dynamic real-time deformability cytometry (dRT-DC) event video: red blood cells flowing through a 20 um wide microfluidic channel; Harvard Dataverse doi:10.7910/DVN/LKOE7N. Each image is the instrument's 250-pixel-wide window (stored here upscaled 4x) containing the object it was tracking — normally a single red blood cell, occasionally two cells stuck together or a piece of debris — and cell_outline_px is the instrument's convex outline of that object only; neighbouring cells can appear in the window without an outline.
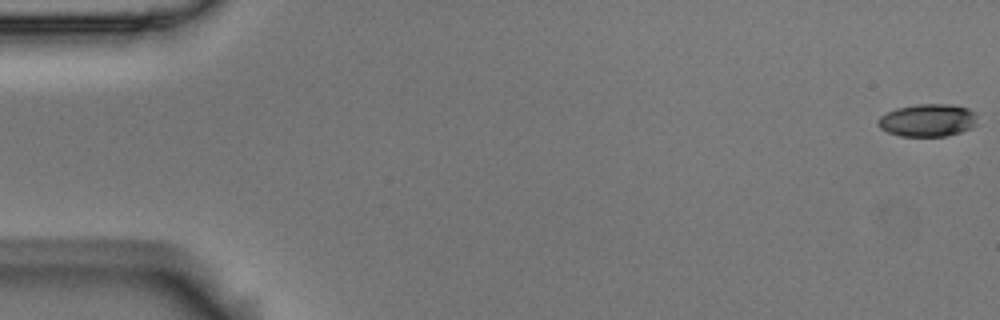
{"species": "Egyptian fruit bat (a non-hibernating species)", "species_latin": "Rousettus aegyptiacus", "temperature_condition": "room temperature", "stored_images_in_passage": 7, "camera_frame_rate_fps": 3000, "um_per_image_px": 0.085, "animal": {"sex": "male"}, "frame": {"image": 1, "passage_image": 1, "time_ms": 0.0, "image_size_px": [1000, 320], "cell_outline_px": [[976, 124], [972, 128], [948, 136], [900, 136], [888, 132], [880, 128], [880, 116], [896, 108], [916, 104], [952, 104], [968, 108], [976, 112]], "centroid_in_image_um": [78.9, 10.22], "position_along_channel_um": 6.1, "area_um2": 18.9}}
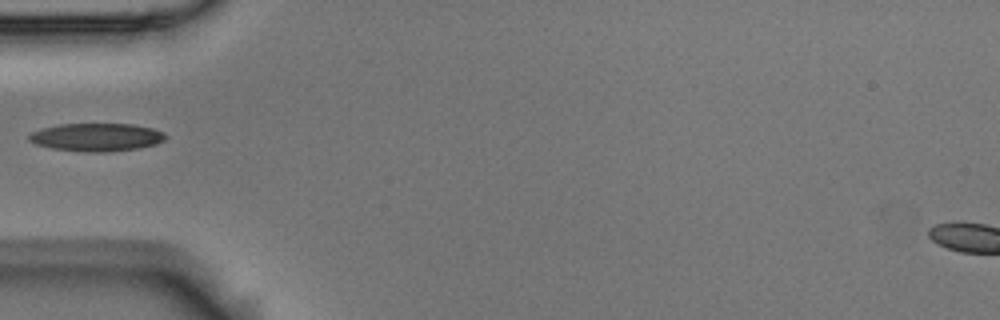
{"frame": {"image": 2, "passage_image": 6, "time_ms": 1.667, "image_size_px": [1000, 320], "cell_outline_px": [[168, 136], [164, 140], [156, 144], [140, 148], [104, 152], [84, 152], [52, 148], [36, 144], [28, 140], [28, 136], [32, 132], [44, 128], [60, 124], [132, 124], [152, 128], [164, 132]], "centroid_in_image_um": [8.24, 11.66], "position_along_channel_um": 76.8, "area_um2": 22.25}}
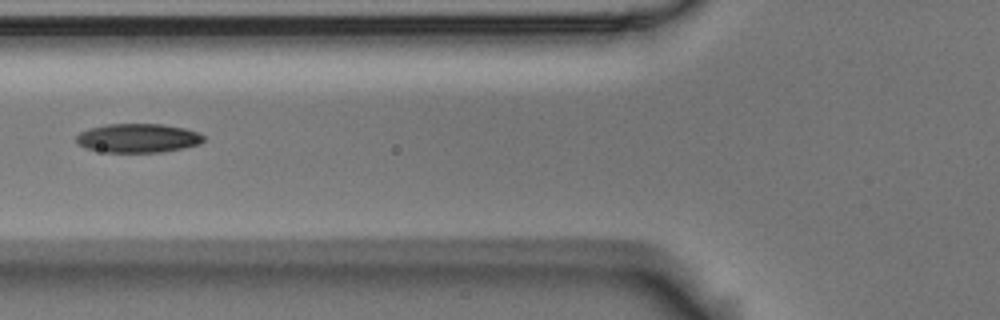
{"frame": {"image": 3, "passage_image": 7, "time_ms": 2.0, "image_size_px": [1000, 320], "cell_outline_px": [[204, 140], [200, 144], [184, 148], [160, 152], [104, 152], [84, 148], [76, 144], [76, 136], [80, 132], [88, 128], [104, 124], [164, 124], [184, 128], [196, 132], [204, 136]], "centroid_in_image_um": [11.68, 11.74], "position_along_channel_um": 114.1, "area_um2": 21.68}}